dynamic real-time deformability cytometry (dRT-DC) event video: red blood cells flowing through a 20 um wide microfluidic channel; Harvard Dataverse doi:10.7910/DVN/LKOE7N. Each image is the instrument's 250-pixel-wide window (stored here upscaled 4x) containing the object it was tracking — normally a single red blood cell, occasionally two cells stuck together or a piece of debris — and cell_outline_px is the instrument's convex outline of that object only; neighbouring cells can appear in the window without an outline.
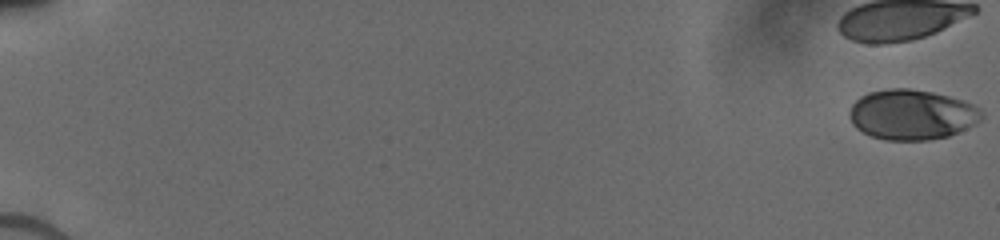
{"species": "human", "species_latin": "Homo sapiens", "temperature_condition": "cold", "stored_images_in_passage": 53, "camera_frame_rate_fps": 3000, "um_per_image_px": 0.085, "donor": {"sex": "male"}, "frame": {"image": 1, "passage_image": 1, "time_ms": 0.0, "image_size_px": [1000, 240], "cell_outline_px": [[984, 116], [976, 124], [948, 136], [928, 140], [884, 140], [872, 136], [856, 128], [852, 124], [848, 116], [848, 112], [852, 104], [860, 96], [868, 92], [888, 88], [908, 88], [932, 92], [964, 100], [980, 108], [984, 112]], "centroid_in_image_um": [77.5, 9.74], "position_along_channel_um": 7.5, "area_um2": 38.96}}